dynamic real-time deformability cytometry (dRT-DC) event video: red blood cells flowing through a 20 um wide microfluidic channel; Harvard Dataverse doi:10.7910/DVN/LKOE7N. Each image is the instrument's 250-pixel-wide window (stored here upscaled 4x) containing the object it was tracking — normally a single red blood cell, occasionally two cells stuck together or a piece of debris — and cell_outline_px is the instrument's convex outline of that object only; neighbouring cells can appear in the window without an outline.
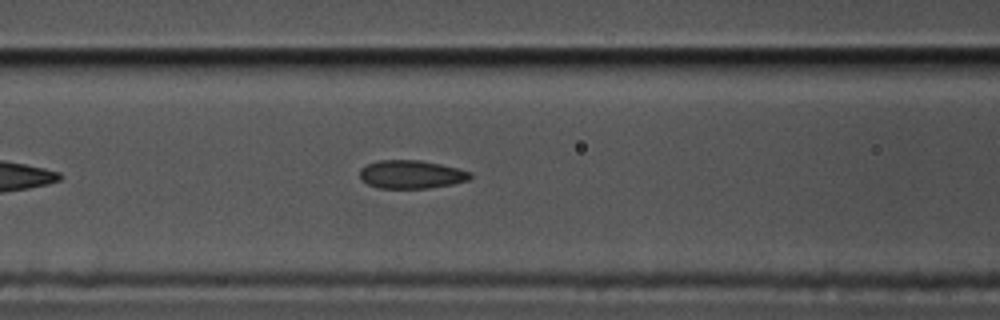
{"species": "common noctule bat (a hibernating species)", "species_latin": "Nyctalus noctula", "temperature_condition": "cold", "stored_images_in_passage": 43, "camera_frame_rate_fps": 3000, "um_per_image_px": 0.085, "animal": {"sex": "male", "body_mass_g": 17.5, "forearm_length_mm": 52.3}, "frame": {"image": 1, "passage_image": 13, "time_ms": 4.0, "image_size_px": [1000, 320], "cell_outline_px": [[472, 176], [468, 180], [452, 184], [428, 188], [376, 188], [360, 180], [360, 168], [376, 160], [420, 160], [440, 164], [472, 172]], "centroid_in_image_um": [34.92, 14.82], "position_along_channel_um": 131.7, "area_um2": 18.26}}
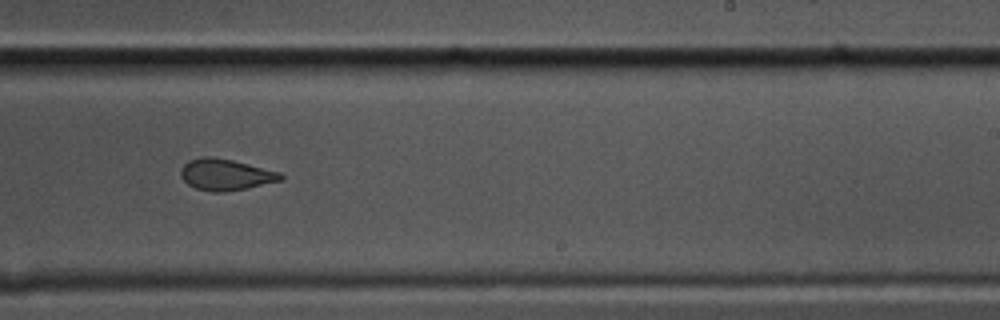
{"frame": {"image": 2, "passage_image": 25, "time_ms": 8.0, "image_size_px": [1000, 320], "cell_outline_px": [[284, 180], [248, 188], [224, 192], [212, 192], [196, 188], [188, 184], [180, 176], [180, 168], [188, 160], [204, 156], [212, 156], [232, 160], [280, 172], [284, 176]], "centroid_in_image_um": [19.18, 14.84], "position_along_channel_um": 269.8, "area_um2": 18.38}}
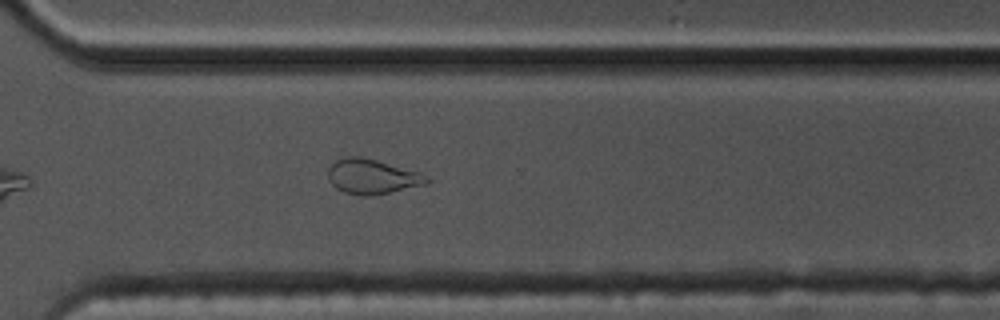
{"frame": {"image": 3, "passage_image": 31, "time_ms": 10.0, "image_size_px": [1000, 320], "cell_outline_px": [[428, 180], [424, 184], [372, 196], [364, 196], [344, 192], [336, 188], [328, 180], [328, 168], [336, 160], [348, 156], [360, 156], [376, 160], [420, 172], [428, 176]], "centroid_in_image_um": [31.59, 15.0], "position_along_channel_um": 339.0, "area_um2": 19.83}, "authors_computed_cell_mechanics": {"area_um2": 18.6694, "velocity_mm_per_s": 3.4634, "shape_relaxation_time_tau1_ms": null, "shape_relaxation_time_tau2_ms": 1.3579, "deformation_change_tau1": null, "deformation_change_tau2": 0.0694}}